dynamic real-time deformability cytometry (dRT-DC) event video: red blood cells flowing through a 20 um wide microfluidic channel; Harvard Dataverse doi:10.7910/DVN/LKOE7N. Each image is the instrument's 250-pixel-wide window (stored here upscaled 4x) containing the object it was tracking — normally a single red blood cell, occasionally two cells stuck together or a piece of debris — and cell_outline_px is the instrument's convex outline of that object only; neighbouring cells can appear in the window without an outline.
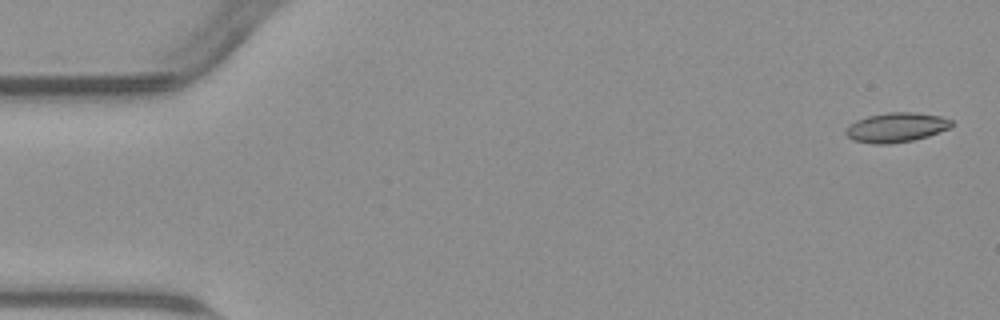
{"species": "common noctule bat (a hibernating species)", "species_latin": "Nyctalus noctula", "temperature_condition": "warm", "stored_images_in_passage": 55, "camera_frame_rate_fps": 3000, "um_per_image_px": 0.085, "animal": {"sex": "male", "body_mass_g": 23.1, "forearm_length_mm": 52.7}, "frame": {"image": 1, "passage_image": 2, "time_ms": 0.333, "image_size_px": [1000, 320], "cell_outline_px": [[952, 124], [948, 128], [928, 136], [912, 140], [888, 144], [872, 144], [852, 140], [844, 132], [856, 120], [868, 116], [888, 112], [912, 112], [940, 116], [952, 120]], "centroid_in_image_um": [76.16, 10.83], "position_along_channel_um": 8.8, "area_um2": 17.98}}
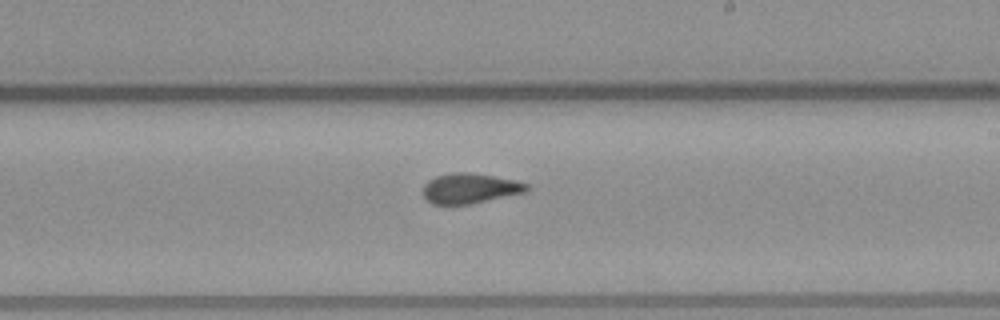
{"frame": {"image": 2, "passage_image": 32, "time_ms": 10.333, "image_size_px": [1000, 320], "cell_outline_px": [[528, 192], [468, 204], [432, 204], [424, 200], [420, 192], [424, 184], [428, 180], [436, 176], [452, 172], [472, 172], [516, 180], [528, 184]], "centroid_in_image_um": [39.89, 16.01], "position_along_channel_um": 249.1, "area_um2": 18.55}}
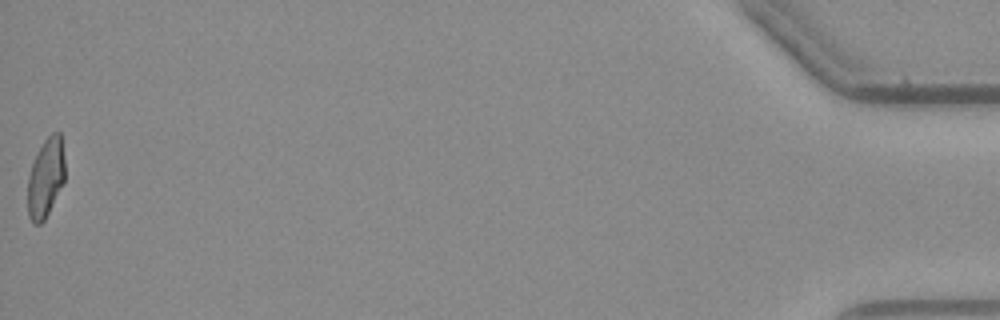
{"frame": {"image": 3, "passage_image": 55, "time_ms": 18.0, "image_size_px": [1000, 320], "cell_outline_px": [[64, 180], [44, 220], [40, 224], [32, 224], [28, 216], [28, 176], [32, 164], [44, 140], [52, 132], [60, 132], [64, 160]], "centroid_in_image_um": [3.87, 15.12], "position_along_channel_um": 431.3, "area_um2": 16.82}, "authors_computed_cell_mechanics": {"area_um2": 18.207, "velocity_mm_per_s": 3.7926, "shape_relaxation_time_tau1_ms": 7.9129, "shape_relaxation_time_tau2_ms": 1.5416, "deformation_change_tau1": 0.2003, "deformation_change_tau2": 0.0907}}